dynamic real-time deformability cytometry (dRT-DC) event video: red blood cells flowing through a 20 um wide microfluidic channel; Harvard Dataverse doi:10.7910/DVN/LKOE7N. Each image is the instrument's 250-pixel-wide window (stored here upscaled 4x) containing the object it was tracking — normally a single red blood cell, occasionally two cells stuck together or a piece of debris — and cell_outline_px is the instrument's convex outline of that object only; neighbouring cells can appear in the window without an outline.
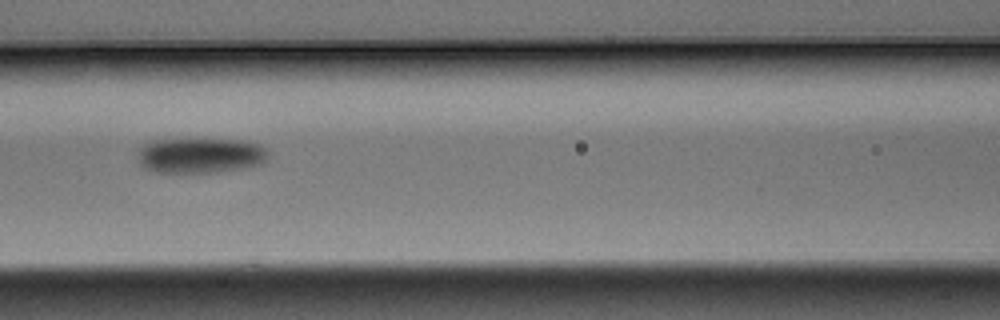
{"species": "Egyptian fruit bat (a non-hibernating species)", "species_latin": "Rousettus aegyptiacus", "temperature_condition": "warm", "stored_images_in_passage": 15, "camera_frame_rate_fps": 3000, "um_per_image_px": 0.085, "animal": {"sex": "male"}, "frame": {"image": 1, "passage_image": 7, "time_ms": 2.0, "image_size_px": [1000, 320], "cell_outline_px": [[264, 160], [260, 164], [240, 168], [216, 172], [156, 172], [140, 164], [140, 148], [144, 144], [152, 140], [244, 140], [260, 144], [264, 148]], "centroid_in_image_um": [17.01, 13.21], "position_along_channel_um": 149.6, "area_um2": 26.01}}
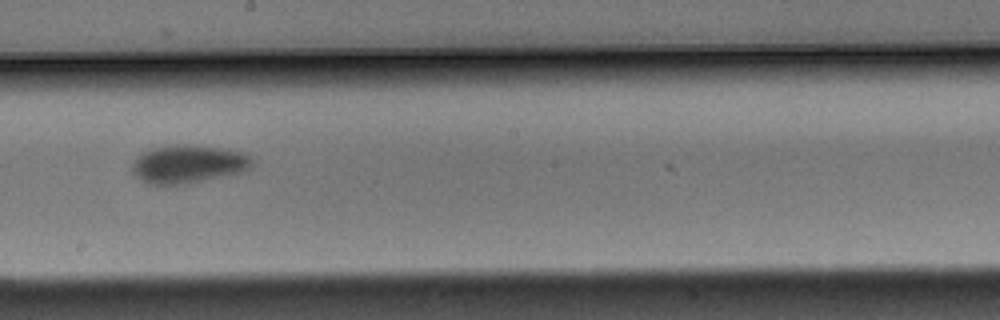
{"frame": {"image": 2, "passage_image": 9, "time_ms": 2.667, "image_size_px": [1000, 320], "cell_outline_px": [[256, 164], [244, 172], [228, 176], [168, 188], [148, 184], [132, 176], [128, 168], [144, 152], [152, 148], [176, 144], [196, 144], [228, 148], [240, 152], [256, 160]], "centroid_in_image_um": [16.0, 13.99], "position_along_channel_um": 232.2, "area_um2": 28.15}}
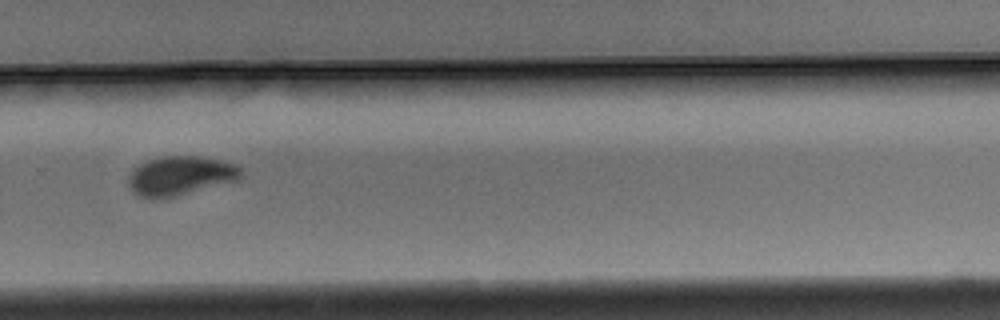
{"frame": {"image": 3, "passage_image": 11, "time_ms": 3.333, "image_size_px": [1000, 320], "cell_outline_px": [[240, 176], [236, 180], [172, 196], [140, 196], [132, 192], [128, 180], [132, 168], [144, 160], [160, 156], [196, 156], [220, 160], [236, 164], [240, 168]], "centroid_in_image_um": [15.27, 14.88], "position_along_channel_um": 314.5, "area_um2": 24.97}}